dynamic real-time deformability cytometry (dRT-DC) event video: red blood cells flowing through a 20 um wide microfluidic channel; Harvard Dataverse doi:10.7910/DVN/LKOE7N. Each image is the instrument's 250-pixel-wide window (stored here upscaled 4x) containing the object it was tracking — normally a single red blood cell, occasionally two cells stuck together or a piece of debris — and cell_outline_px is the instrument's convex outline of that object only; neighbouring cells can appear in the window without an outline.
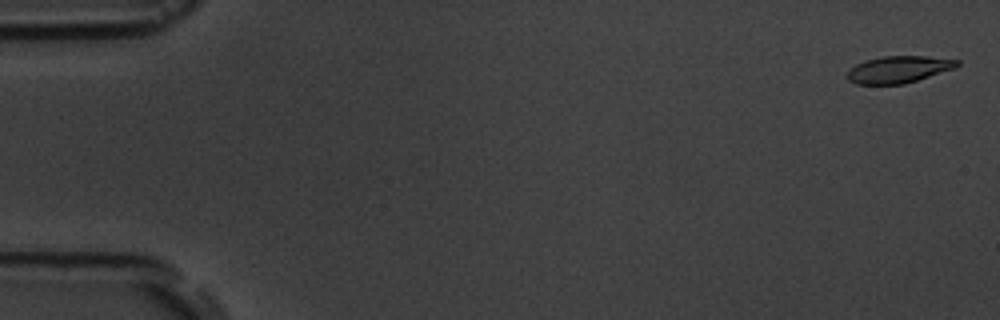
{"species": "common noctule bat (a hibernating species)", "species_latin": "Nyctalus noctula", "temperature_condition": "room temperature", "stored_images_in_passage": 10, "camera_frame_rate_fps": 3000, "um_per_image_px": 0.085, "animal": {"sex": "male", "body_mass_g": 19.5, "forearm_length_mm": 54.6}, "frame": {"image": 1, "passage_image": 1, "time_ms": 0.0, "image_size_px": [1000, 320], "cell_outline_px": [[960, 64], [956, 68], [904, 84], [856, 84], [848, 80], [848, 72], [856, 64], [864, 60], [880, 56], [928, 56], [960, 60]], "centroid_in_image_um": [76.41, 5.89], "position_along_channel_um": 8.6, "area_um2": 17.28}}
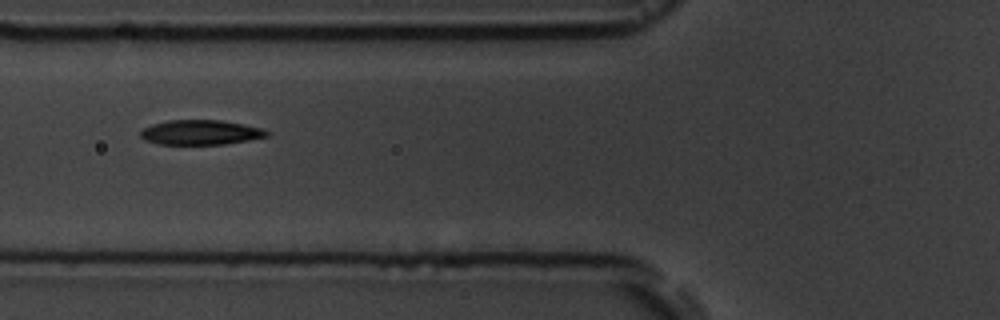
{"frame": {"image": 2, "passage_image": 6, "time_ms": 6.667, "image_size_px": [1000, 320], "cell_outline_px": [[272, 132], [268, 136], [248, 140], [224, 144], [160, 144], [144, 140], [140, 136], [140, 132], [144, 128], [152, 124], [168, 120], [220, 120], [244, 124], [264, 128]], "centroid_in_image_um": [17.09, 11.25], "position_along_channel_um": 108.7, "area_um2": 18.32}}
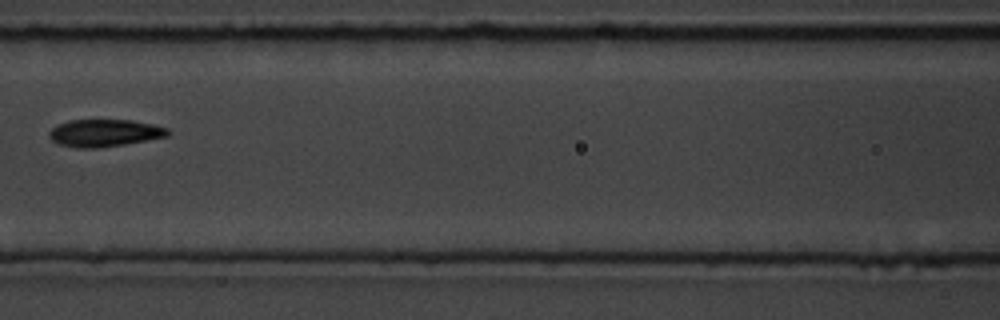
{"frame": {"image": 3, "passage_image": 7, "time_ms": 8.0, "image_size_px": [1000, 320], "cell_outline_px": [[172, 132], [168, 136], [124, 144], [96, 148], [80, 148], [60, 144], [52, 140], [48, 136], [48, 132], [56, 124], [72, 120], [132, 120], [152, 124], [168, 128]], "centroid_in_image_um": [8.89, 11.29], "position_along_channel_um": 157.7, "area_um2": 18.84}}